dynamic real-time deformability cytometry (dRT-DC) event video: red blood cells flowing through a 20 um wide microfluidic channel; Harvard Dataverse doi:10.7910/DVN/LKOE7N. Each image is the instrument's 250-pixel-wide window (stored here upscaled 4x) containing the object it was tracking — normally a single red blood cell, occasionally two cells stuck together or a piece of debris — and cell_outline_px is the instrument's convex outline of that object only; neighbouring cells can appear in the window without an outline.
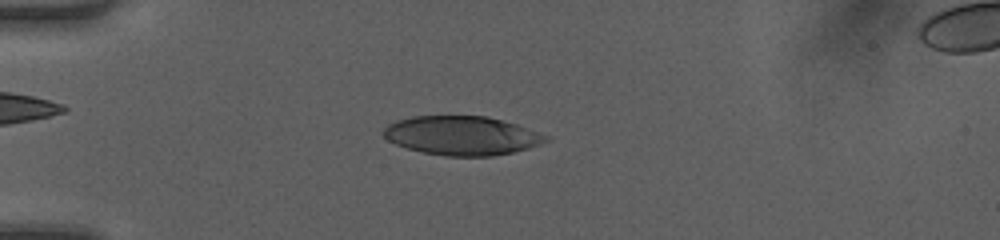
{"species": "human", "species_latin": "Homo sapiens", "temperature_condition": "room temperature", "stored_images_in_passage": 36, "camera_frame_rate_fps": 3000, "um_per_image_px": 0.085, "donor": {"sex": "female"}, "frame": {"image": 1, "passage_image": 1, "time_ms": 0.0, "image_size_px": [1000, 240], "cell_outline_px": [[552, 140], [528, 148], [512, 152], [492, 156], [444, 156], [424, 152], [408, 148], [396, 144], [388, 140], [380, 132], [388, 124], [396, 120], [412, 116], [488, 116], [516, 124], [552, 136]], "centroid_in_image_um": [39.29, 11.52], "position_along_channel_um": 45.7, "area_um2": 37.11}}
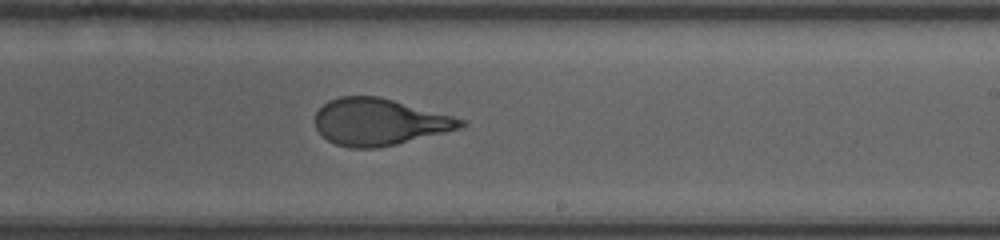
{"frame": {"image": 2, "passage_image": 18, "time_ms": 5.667, "image_size_px": [1000, 240], "cell_outline_px": [[468, 124], [460, 128], [396, 144], [376, 148], [348, 148], [336, 144], [328, 140], [316, 128], [316, 112], [328, 100], [340, 96], [376, 96], [392, 100], [468, 120]], "centroid_in_image_um": [32.23, 10.36], "position_along_channel_um": 256.8, "area_um2": 39.3}}
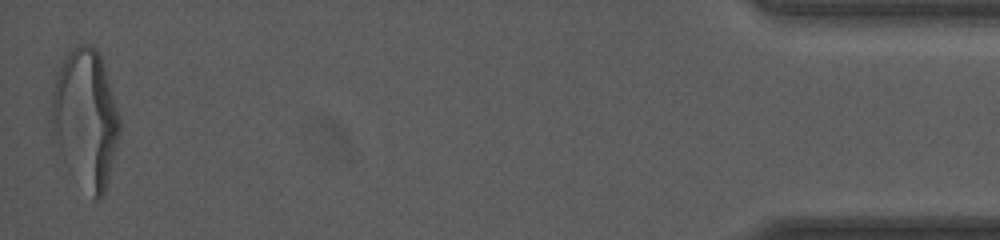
{"frame": {"image": 3, "passage_image": 36, "time_ms": 11.667, "image_size_px": [1000, 240], "cell_outline_px": [[120, 132], [104, 196], [100, 200], [92, 200], [52, 136], [52, 92], [56, 76], [64, 60], [72, 48], [80, 44], [92, 44], [100, 52], [120, 116]], "centroid_in_image_um": [7.31, 10.02], "position_along_channel_um": 427.9, "area_um2": 53.93}, "authors_computed_cell_mechanics": {"area_um2": 40.2288, "velocity_mm_per_s": 4.2289, "shape_relaxation_time_tau1_ms": 6.3715, "shape_relaxation_time_tau2_ms": 0.6094, "deformation_change_tau1": 0.2772, "deformation_change_tau2": 0.082}}